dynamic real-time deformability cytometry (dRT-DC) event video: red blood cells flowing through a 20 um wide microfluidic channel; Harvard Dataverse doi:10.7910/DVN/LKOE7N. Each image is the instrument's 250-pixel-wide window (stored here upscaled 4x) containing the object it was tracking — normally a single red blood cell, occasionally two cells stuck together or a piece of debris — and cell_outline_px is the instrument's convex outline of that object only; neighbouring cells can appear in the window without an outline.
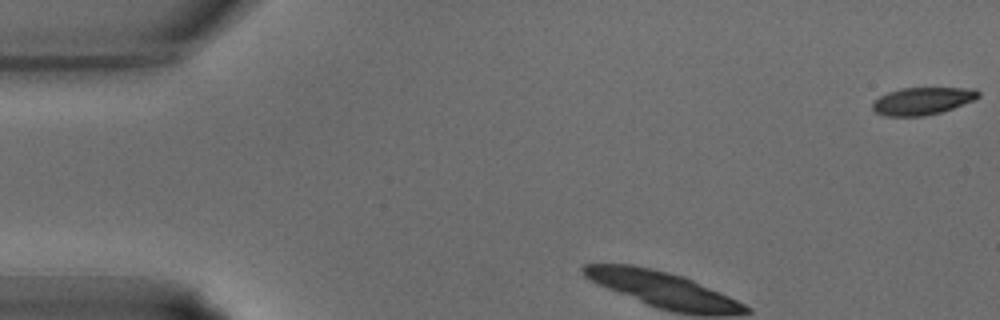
{"species": "common noctule bat (a hibernating species)", "species_latin": "Nyctalus noctula", "temperature_condition": "warm", "stored_images_in_passage": 13, "camera_frame_rate_fps": 3000, "um_per_image_px": 0.085, "animal": {"sex": "male", "body_mass_g": 15.6}, "frame": {"image": 1, "passage_image": 1, "time_ms": 0.0, "image_size_px": [1000, 320], "cell_outline_px": [[980, 96], [972, 100], [952, 108], [940, 112], [924, 116], [884, 116], [876, 112], [872, 108], [872, 100], [888, 92], [900, 88], [976, 88], [980, 92]], "centroid_in_image_um": [78.37, 8.58], "position_along_channel_um": 6.6, "area_um2": 16.88}}